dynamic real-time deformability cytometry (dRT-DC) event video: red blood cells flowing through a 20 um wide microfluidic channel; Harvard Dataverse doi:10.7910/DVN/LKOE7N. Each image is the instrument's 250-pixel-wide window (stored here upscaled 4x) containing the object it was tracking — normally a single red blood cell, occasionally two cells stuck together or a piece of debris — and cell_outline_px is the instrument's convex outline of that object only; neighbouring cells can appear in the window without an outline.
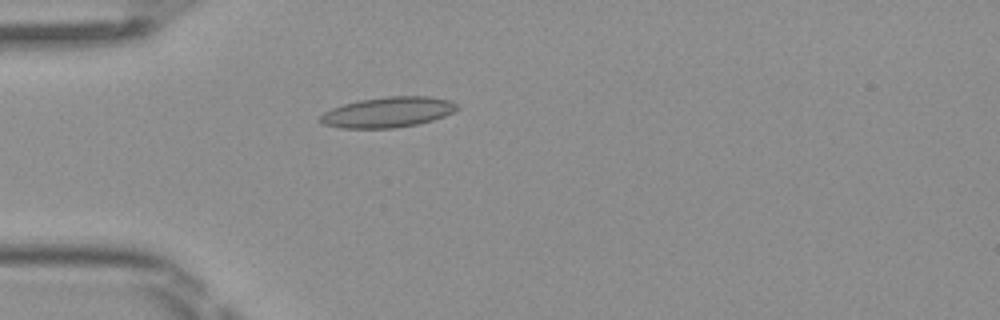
{"species": "Egyptian fruit bat (a non-hibernating species)", "species_latin": "Rousettus aegyptiacus", "temperature_condition": "room temperature", "stored_images_in_passage": 4, "camera_frame_rate_fps": 3000, "um_per_image_px": 0.085, "frame": {"image": 1, "passage_image": 4, "time_ms": 1.0, "image_size_px": [1000, 320], "cell_outline_px": [[460, 108], [444, 116], [432, 120], [416, 124], [392, 128], [340, 128], [324, 124], [320, 120], [320, 116], [324, 112], [332, 108], [344, 104], [360, 100], [388, 96], [428, 96], [452, 100], [460, 104]], "centroid_in_image_um": [33.02, 9.52], "position_along_channel_um": 52.0, "area_um2": 24.22}}